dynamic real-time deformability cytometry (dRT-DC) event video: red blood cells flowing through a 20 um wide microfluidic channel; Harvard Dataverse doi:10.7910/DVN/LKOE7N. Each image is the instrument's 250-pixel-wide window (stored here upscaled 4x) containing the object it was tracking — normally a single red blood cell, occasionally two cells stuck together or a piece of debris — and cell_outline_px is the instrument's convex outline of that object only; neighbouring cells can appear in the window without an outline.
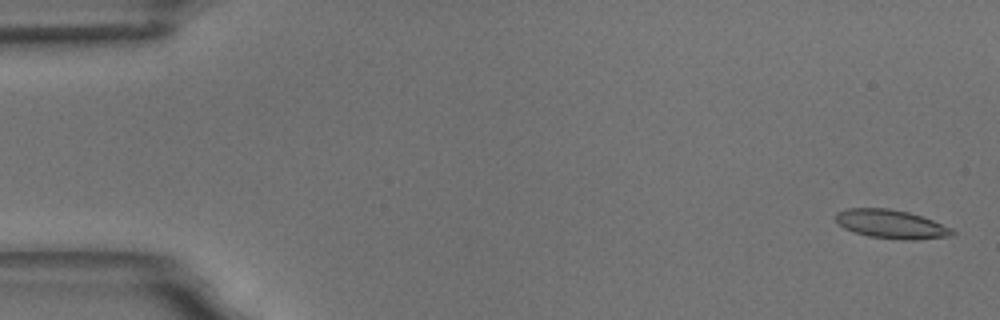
{"species": "common noctule bat (a hibernating species)", "species_latin": "Nyctalus noctula", "temperature_condition": "room temperature", "stored_images_in_passage": 6, "segment_of_instrument_passage": [1, 2], "camera_frame_rate_fps": 3000, "um_per_image_px": 0.085, "animal": {"sex": "male", "body_mass_g": 18.8}, "frame": {"image": 1, "passage_image": 1, "time_ms": 0.0, "image_size_px": [1000, 320], "cell_outline_px": [[956, 232], [952, 236], [916, 240], [904, 240], [868, 236], [844, 228], [836, 220], [836, 212], [848, 208], [888, 208], [908, 212], [932, 220], [952, 228]], "centroid_in_image_um": [75.78, 19.05], "position_along_channel_um": 9.2, "area_um2": 19.42}}
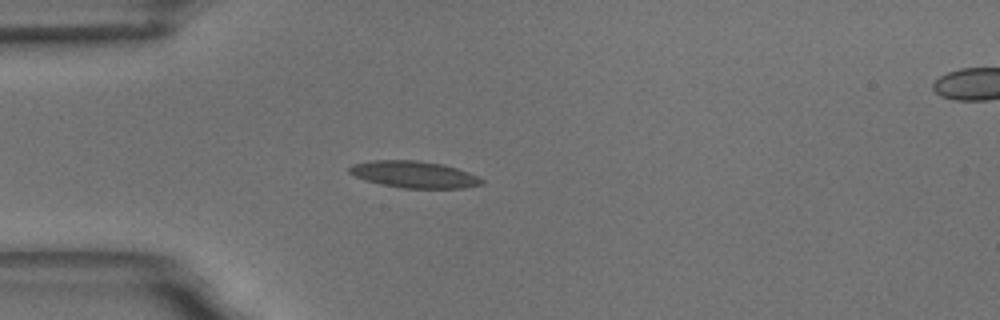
{"frame": {"image": 2, "passage_image": 5, "time_ms": 4.667, "image_size_px": [1000, 320], "cell_outline_px": [[484, 184], [464, 188], [404, 188], [380, 184], [364, 180], [348, 172], [348, 168], [352, 164], [372, 160], [416, 160], [444, 164], [468, 172], [484, 180]], "centroid_in_image_um": [35.19, 14.82], "position_along_channel_um": 49.8, "area_um2": 20.69}}